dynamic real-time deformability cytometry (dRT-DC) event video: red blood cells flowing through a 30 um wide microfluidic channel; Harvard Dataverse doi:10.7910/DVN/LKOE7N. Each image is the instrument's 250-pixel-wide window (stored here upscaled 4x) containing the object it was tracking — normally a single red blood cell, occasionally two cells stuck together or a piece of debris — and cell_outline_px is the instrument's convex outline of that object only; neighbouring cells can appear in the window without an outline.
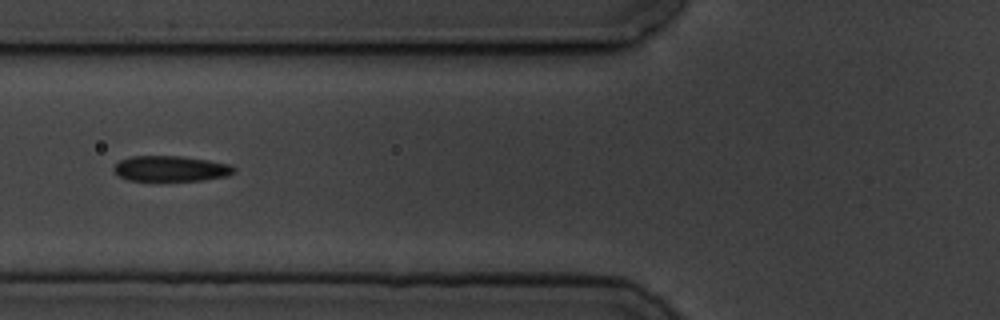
{"species": "common noctule bat (a hibernating species)", "species_latin": "Nyctalus noctula", "temperature_condition": "cold", "stored_images_in_passage": 14, "camera_frame_rate_fps": 3000, "um_per_image_px": 0.085, "animal": {"sex": "male", "body_mass_g": 19.5, "forearm_length_mm": 54.6}, "frame": {"image": 1, "passage_image": 5, "time_ms": 4.667, "image_size_px": [1000, 320], "cell_outline_px": [[236, 172], [228, 176], [204, 180], [128, 180], [120, 176], [112, 168], [120, 160], [132, 156], [180, 156], [208, 160], [232, 164], [236, 168]], "centroid_in_image_um": [14.58, 14.32], "position_along_channel_um": 111.2, "area_um2": 17.86}}
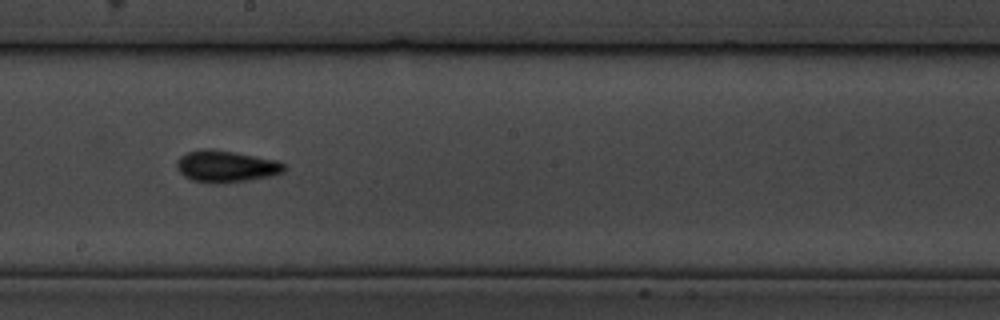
{"frame": {"image": 2, "passage_image": 8, "time_ms": 8.0, "image_size_px": [1000, 320], "cell_outline_px": [[288, 168], [284, 172], [272, 176], [216, 184], [192, 180], [184, 176], [176, 168], [176, 160], [180, 156], [188, 152], [204, 148], [212, 148], [236, 152], [276, 160], [284, 164]], "centroid_in_image_um": [19.2, 14.13], "position_along_channel_um": 229.0, "area_um2": 20.0}}
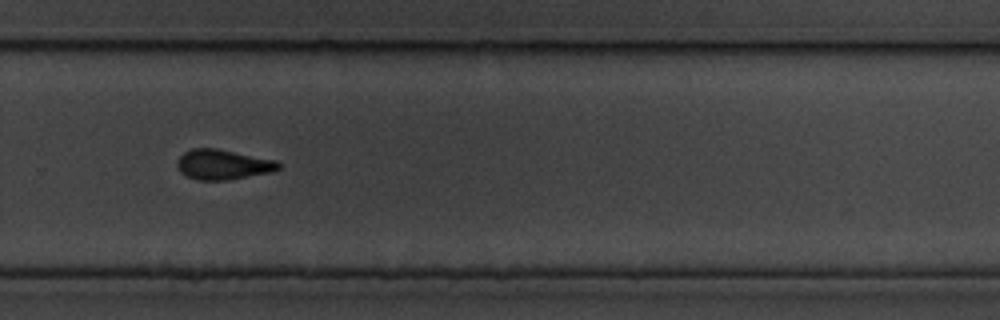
{"frame": {"image": 3, "passage_image": 10, "time_ms": 10.333, "image_size_px": [1000, 320], "cell_outline_px": [[280, 168], [272, 172], [228, 180], [200, 180], [188, 176], [180, 172], [176, 164], [180, 156], [184, 152], [192, 148], [216, 148], [276, 160], [280, 164]], "centroid_in_image_um": [18.95, 13.98], "position_along_channel_um": 310.8, "area_um2": 17.69}, "authors_computed_cell_mechanics": {"area_um2": 18.2937, "velocity_mm_per_s": 3.511, "shape_relaxation_time_tau1_ms": 1.4367, "shape_relaxation_time_tau2_ms": 2.1506, "deformation_change_tau1": 0.0917, "deformation_change_tau2": 0.0489}}